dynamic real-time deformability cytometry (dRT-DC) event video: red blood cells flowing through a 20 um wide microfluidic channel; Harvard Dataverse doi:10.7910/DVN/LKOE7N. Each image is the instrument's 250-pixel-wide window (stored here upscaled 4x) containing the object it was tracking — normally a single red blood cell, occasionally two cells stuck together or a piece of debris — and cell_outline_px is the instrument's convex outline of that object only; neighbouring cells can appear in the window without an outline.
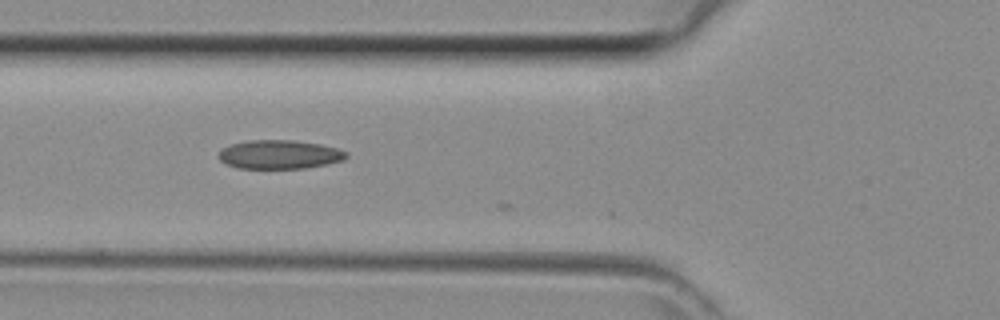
{"species": "common noctule bat (a hibernating species)", "species_latin": "Nyctalus noctula", "temperature_condition": "room temperature", "stored_images_in_passage": 7, "camera_frame_rate_fps": 3000, "um_per_image_px": 0.085, "animal": {"sex": "female", "body_mass_g": 29.2, "forearm_length_mm": 56.3}, "frame": {"image": 1, "passage_image": 6, "time_ms": 1.667, "image_size_px": [1000, 320], "cell_outline_px": [[348, 156], [344, 160], [304, 168], [236, 168], [224, 164], [220, 160], [220, 152], [224, 148], [232, 144], [248, 140], [292, 140], [320, 144], [336, 148], [348, 152]], "centroid_in_image_um": [23.76, 13.13], "position_along_channel_um": 102.0, "area_um2": 21.27}}